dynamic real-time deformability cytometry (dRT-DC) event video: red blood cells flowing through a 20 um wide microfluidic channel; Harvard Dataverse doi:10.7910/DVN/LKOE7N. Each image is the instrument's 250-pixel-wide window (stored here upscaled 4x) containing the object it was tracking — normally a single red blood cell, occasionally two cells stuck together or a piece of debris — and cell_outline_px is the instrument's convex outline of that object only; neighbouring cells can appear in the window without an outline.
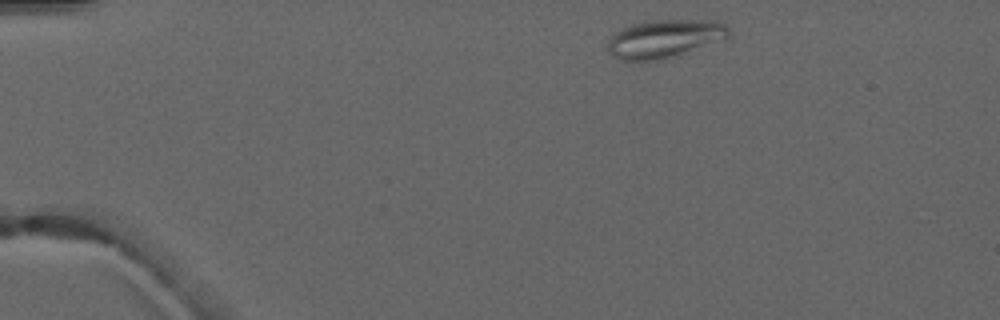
{"species": "common noctule bat (a hibernating species)", "species_latin": "Nyctalus noctula", "temperature_condition": "warm", "stored_images_in_passage": 3, "camera_frame_rate_fps": 3000, "um_per_image_px": 0.085, "animal": {"sex": "male", "forearm_length_mm": 52.5}, "frame": {"image": 1, "passage_image": 1, "time_ms": 0.0, "image_size_px": [1000, 320], "cell_outline_px": [[732, 36], [728, 40], [664, 60], [620, 60], [612, 56], [608, 52], [608, 40], [616, 32], [632, 24], [644, 20], [712, 20], [724, 24], [728, 28]], "centroid_in_image_um": [56.56, 3.3], "position_along_channel_um": 28.4, "area_um2": 27.57}}